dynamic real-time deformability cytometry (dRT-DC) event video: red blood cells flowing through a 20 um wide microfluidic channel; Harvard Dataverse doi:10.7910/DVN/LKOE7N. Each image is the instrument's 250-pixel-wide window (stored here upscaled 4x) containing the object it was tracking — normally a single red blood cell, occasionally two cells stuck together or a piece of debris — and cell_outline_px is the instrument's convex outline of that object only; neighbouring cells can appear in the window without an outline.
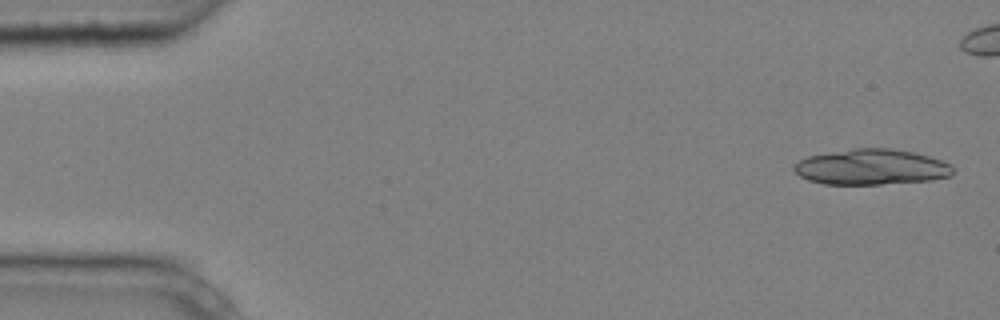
{"species": "common noctule bat (a hibernating species)", "species_latin": "Nyctalus noctula", "temperature_condition": "cold", "stored_images_in_passage": 6, "camera_frame_rate_fps": 3000, "um_per_image_px": 0.085, "animal": {"sex": "male", "body_mass_g": 20.4}, "frame": {"image": 1, "passage_image": 1, "time_ms": 0.0, "image_size_px": [1000, 320], "cell_outline_px": [[952, 172], [948, 176], [932, 180], [880, 184], [824, 184], [808, 180], [800, 176], [792, 168], [800, 160], [808, 156], [852, 148], [888, 148], [912, 152], [928, 156], [940, 160], [948, 164], [952, 168]], "centroid_in_image_um": [74.02, 14.2], "position_along_channel_um": 11.0, "area_um2": 32.6}}